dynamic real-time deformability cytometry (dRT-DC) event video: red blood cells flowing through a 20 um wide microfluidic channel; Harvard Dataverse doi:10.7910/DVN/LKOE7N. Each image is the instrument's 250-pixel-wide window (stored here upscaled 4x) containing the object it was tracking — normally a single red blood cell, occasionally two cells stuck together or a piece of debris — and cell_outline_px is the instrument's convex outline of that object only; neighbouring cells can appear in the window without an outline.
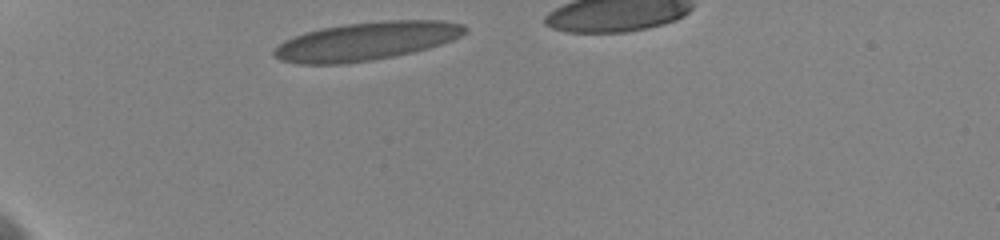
{"species": "human", "species_latin": "Homo sapiens", "temperature_condition": "cold", "stored_images_in_passage": 41, "camera_frame_rate_fps": 3000, "um_per_image_px": 0.085, "donor": {"sex": "female"}, "frame": {"image": 1, "passage_image": 1, "time_ms": 0.0, "image_size_px": [1000, 240], "cell_outline_px": [[468, 32], [452, 40], [428, 48], [412, 52], [392, 56], [344, 64], [296, 64], [280, 60], [272, 56], [272, 52], [284, 40], [304, 32], [320, 28], [344, 24], [388, 20], [444, 20], [464, 24], [468, 28]], "centroid_in_image_um": [31.13, 3.49], "position_along_channel_um": 53.9, "area_um2": 42.71}}
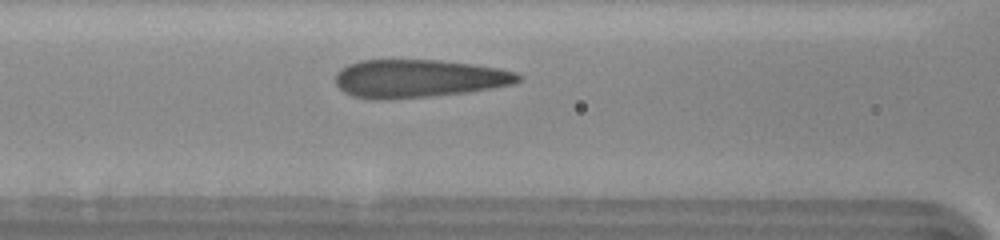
{"frame": {"image": 2, "passage_image": 12, "time_ms": 3.0, "image_size_px": [1000, 240], "cell_outline_px": [[520, 80], [512, 84], [468, 92], [432, 96], [384, 100], [368, 100], [352, 96], [344, 92], [336, 84], [336, 72], [340, 68], [348, 64], [360, 60], [440, 60], [472, 64], [500, 68], [516, 72], [520, 76]], "centroid_in_image_um": [35.53, 6.68], "position_along_channel_um": 131.1, "area_um2": 40.75}, "authors_computed_cell_mechanics": {"area_um2": 40.3444, "velocity_mm_per_s": 3.5962, "shape_relaxation_time_tau1_ms": 6.3817, "shape_relaxation_time_tau2_ms": null, "deformation_change_tau1": 0.2067, "deformation_change_tau2": null}}